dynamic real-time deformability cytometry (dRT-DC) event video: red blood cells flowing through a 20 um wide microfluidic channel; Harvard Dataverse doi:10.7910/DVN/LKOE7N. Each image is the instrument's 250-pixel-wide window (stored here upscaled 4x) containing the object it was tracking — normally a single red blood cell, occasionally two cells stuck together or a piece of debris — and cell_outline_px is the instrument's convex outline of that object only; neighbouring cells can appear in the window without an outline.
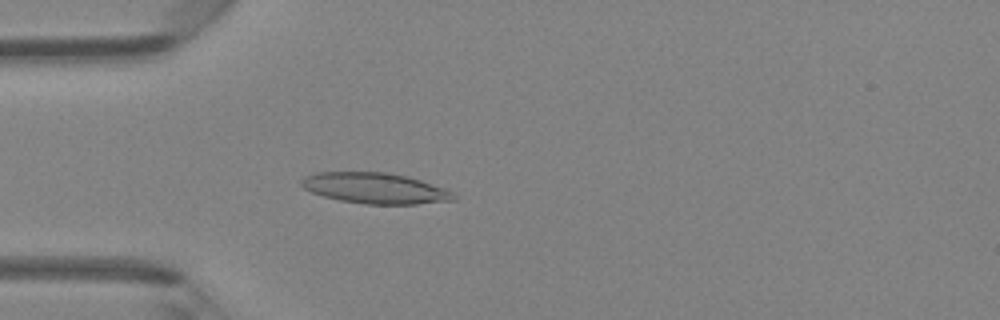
{"species": "Egyptian fruit bat (a non-hibernating species)", "species_latin": "Rousettus aegyptiacus", "temperature_condition": "room temperature", "stored_images_in_passage": 46, "camera_frame_rate_fps": 3000, "um_per_image_px": 0.085, "animal": {"sex": "female"}, "frame": {"image": 1, "passage_image": 13, "time_ms": 4.0, "image_size_px": [1000, 320], "cell_outline_px": [[456, 200], [416, 204], [364, 204], [340, 200], [324, 196], [312, 192], [304, 188], [300, 184], [300, 180], [304, 176], [316, 172], [388, 172], [408, 176], [448, 188], [456, 196]], "centroid_in_image_um": [31.92, 15.99], "position_along_channel_um": 53.1, "area_um2": 27.57}}
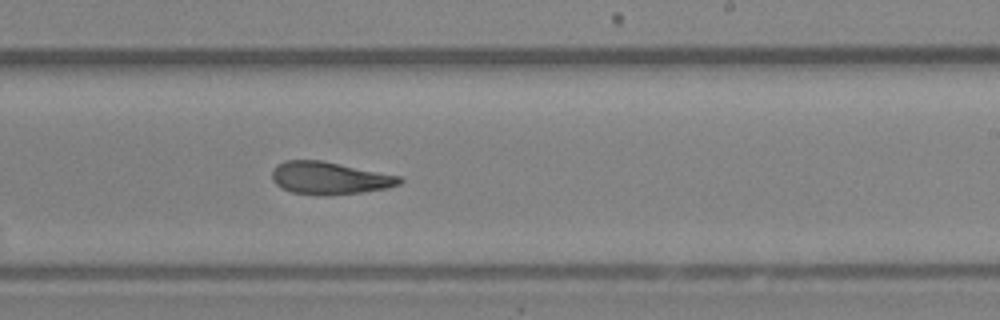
{"frame": {"image": 2, "passage_image": 28, "time_ms": 9.0, "image_size_px": [1000, 320], "cell_outline_px": [[404, 180], [400, 184], [388, 188], [360, 192], [324, 196], [292, 192], [280, 188], [272, 180], [272, 168], [276, 164], [284, 160], [320, 160], [400, 176]], "centroid_in_image_um": [27.97, 15.14], "position_along_channel_um": 261.0, "area_um2": 24.22}}
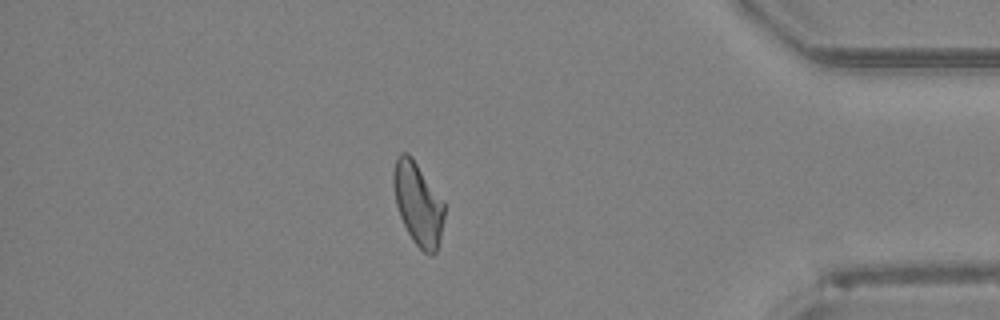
{"frame": {"image": 3, "passage_image": 40, "time_ms": 13.0, "image_size_px": [1000, 320], "cell_outline_px": [[444, 216], [440, 244], [436, 252], [432, 256], [424, 252], [412, 240], [400, 216], [396, 204], [392, 184], [392, 172], [396, 156], [400, 152], [408, 152], [412, 156], [444, 200]], "centroid_in_image_um": [35.53, 17.28], "position_along_channel_um": 399.7, "area_um2": 25.03}, "authors_computed_cell_mechanics": {"area_um2": 24.8251, "velocity_mm_per_s": 4.3371, "shape_relaxation_time_tau1_ms": null, "shape_relaxation_time_tau2_ms": 3.5269, "deformation_change_tau1": null, "deformation_change_tau2": 0.1401}}